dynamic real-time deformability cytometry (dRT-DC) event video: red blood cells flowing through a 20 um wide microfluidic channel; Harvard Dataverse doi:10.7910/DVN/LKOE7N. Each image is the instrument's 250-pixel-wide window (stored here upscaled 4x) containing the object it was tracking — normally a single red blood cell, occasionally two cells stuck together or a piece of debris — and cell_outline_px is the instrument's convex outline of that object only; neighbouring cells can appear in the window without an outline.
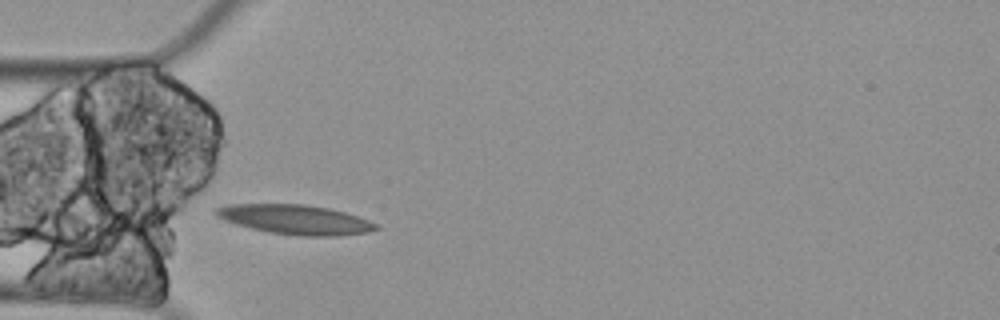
{"species": "Egyptian fruit bat (a non-hibernating species)", "species_latin": "Rousettus aegyptiacus", "temperature_condition": "cold", "stored_images_in_passage": 6, "camera_frame_rate_fps": 3000, "um_per_image_px": 0.085, "animal": {"sex": "female"}, "frame": {"image": 1, "passage_image": 2, "time_ms": 0.333, "image_size_px": [1000, 320], "cell_outline_px": [[380, 228], [368, 232], [340, 236], [300, 236], [268, 232], [236, 224], [224, 220], [216, 216], [212, 212], [216, 208], [228, 204], [304, 204], [328, 208], [344, 212], [380, 224]], "centroid_in_image_um": [25.1, 18.66], "position_along_channel_um": 59.9, "area_um2": 27.69}}
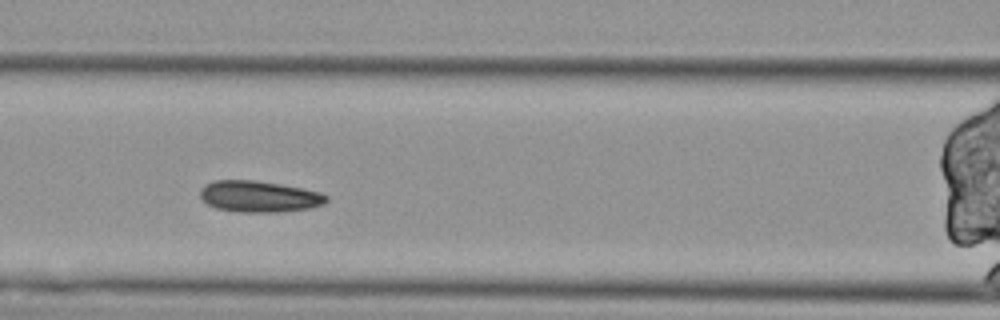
{"frame": {"image": 2, "passage_image": 4, "time_ms": 1.0, "image_size_px": [1000, 320], "cell_outline_px": [[328, 200], [324, 204], [312, 208], [276, 212], [240, 212], [216, 208], [208, 204], [200, 196], [200, 188], [204, 184], [216, 180], [252, 180], [280, 184], [320, 192], [328, 196]], "centroid_in_image_um": [22.02, 16.7], "position_along_channel_um": 144.6, "area_um2": 23.0}}
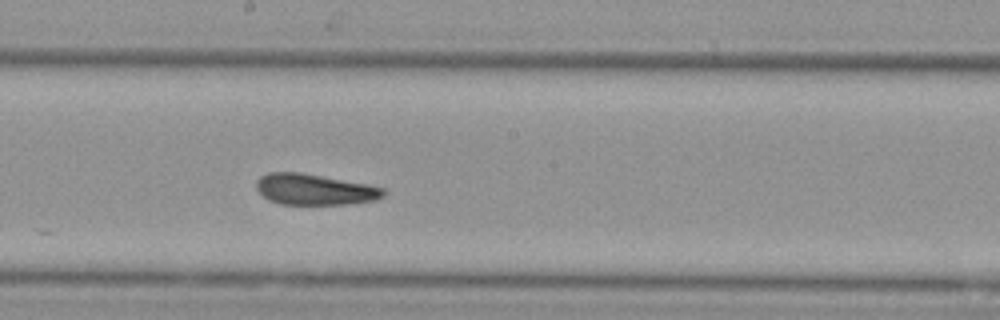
{"frame": {"image": 3, "passage_image": 6, "time_ms": 1.667, "image_size_px": [1000, 320], "cell_outline_px": [[388, 192], [384, 196], [376, 200], [348, 204], [280, 204], [268, 200], [256, 188], [256, 180], [260, 176], [268, 172], [300, 172], [368, 184], [384, 188]], "centroid_in_image_um": [26.75, 16.1], "position_along_channel_um": 221.4, "area_um2": 23.06}}